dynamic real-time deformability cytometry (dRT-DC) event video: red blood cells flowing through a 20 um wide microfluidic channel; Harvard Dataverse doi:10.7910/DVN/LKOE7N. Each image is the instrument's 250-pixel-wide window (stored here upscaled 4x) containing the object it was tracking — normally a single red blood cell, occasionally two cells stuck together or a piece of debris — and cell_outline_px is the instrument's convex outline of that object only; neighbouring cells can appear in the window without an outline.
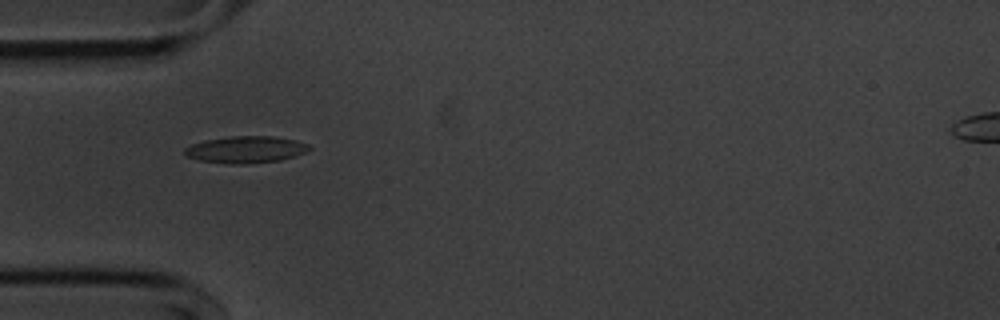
{"species": "common noctule bat (a hibernating species)", "species_latin": "Nyctalus noctula", "temperature_condition": "cold", "stored_images_in_passage": 33, "segment_of_instrument_passage": [1, 2], "camera_frame_rate_fps": 3000, "um_per_image_px": 0.085, "animal": {"sex": "male", "body_mass_g": 20.1, "forearm_length_mm": 53.5}, "frame": {"image": 1, "passage_image": 1, "time_ms": 0.0, "image_size_px": [1000, 320], "cell_outline_px": [[312, 148], [296, 156], [280, 160], [244, 164], [232, 164], [200, 160], [188, 156], [184, 152], [184, 148], [192, 144], [204, 140], [232, 136], [272, 136], [296, 140], [308, 144]], "centroid_in_image_um": [20.91, 12.7], "position_along_channel_um": 64.1, "area_um2": 19.36}}
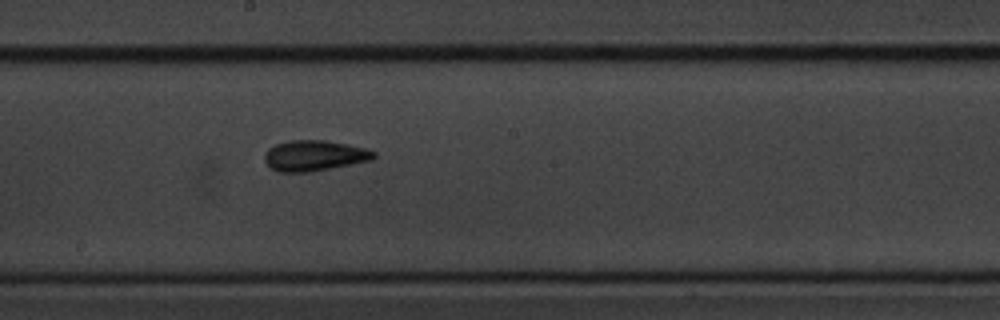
{"frame": {"image": 2, "passage_image": 14, "time_ms": 4.333, "image_size_px": [1000, 320], "cell_outline_px": [[376, 156], [372, 160], [312, 172], [280, 172], [272, 168], [264, 160], [264, 152], [268, 148], [276, 144], [288, 140], [324, 140], [348, 144], [368, 148], [376, 152]], "centroid_in_image_um": [26.74, 13.22], "position_along_channel_um": 221.5, "area_um2": 19.71}}
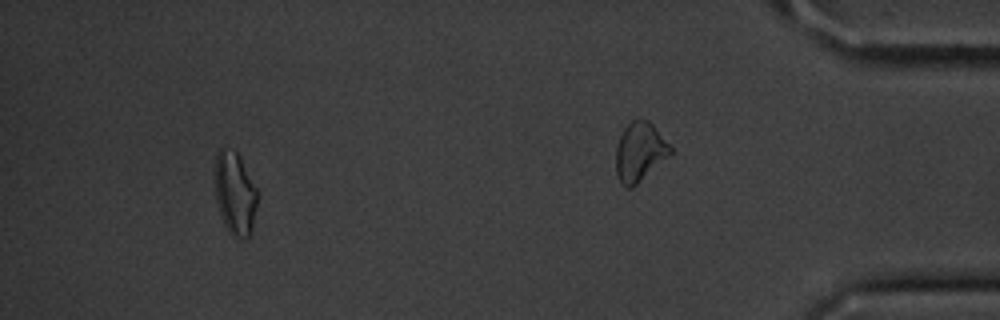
{"frame": {"image": 3, "passage_image": 28, "time_ms": 9.0, "image_size_px": [1000, 320], "cell_outline_px": [[256, 204], [252, 232], [244, 240], [236, 240], [228, 232], [224, 224], [216, 200], [216, 156], [220, 148], [224, 144], [236, 152], [240, 156], [256, 188]], "centroid_in_image_um": [19.97, 16.46], "position_along_channel_um": 415.2, "area_um2": 20.52}}